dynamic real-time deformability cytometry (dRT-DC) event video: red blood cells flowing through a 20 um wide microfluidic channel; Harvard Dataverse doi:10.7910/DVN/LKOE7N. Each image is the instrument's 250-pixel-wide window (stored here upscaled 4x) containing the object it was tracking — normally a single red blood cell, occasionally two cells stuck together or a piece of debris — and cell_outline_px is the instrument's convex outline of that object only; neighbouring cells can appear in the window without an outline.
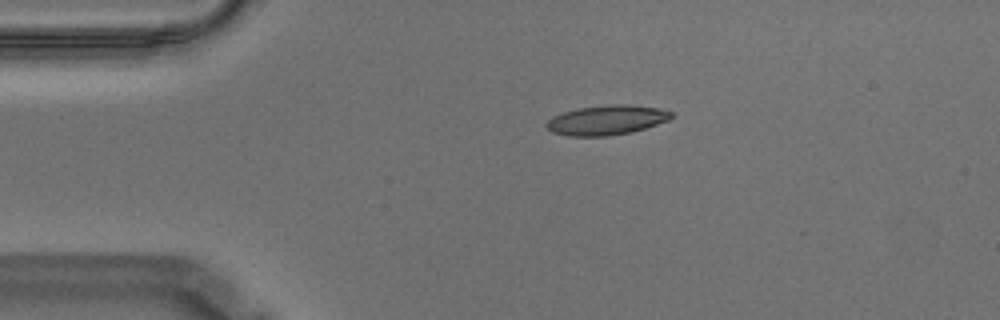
{"species": "Egyptian fruit bat (a non-hibernating species)", "species_latin": "Rousettus aegyptiacus", "temperature_condition": "warm", "stored_images_in_passage": 46, "camera_frame_rate_fps": 3000, "um_per_image_px": 0.085, "animal": {"sex": "male"}, "frame": {"image": 1, "passage_image": 1, "time_ms": 0.0, "image_size_px": [1000, 320], "cell_outline_px": [[672, 116], [668, 120], [632, 132], [608, 136], [568, 136], [552, 132], [544, 124], [552, 116], [576, 108], [612, 104], [632, 104], [660, 108], [672, 112]], "centroid_in_image_um": [51.54, 10.2], "position_along_channel_um": 33.5, "area_um2": 21.68}}
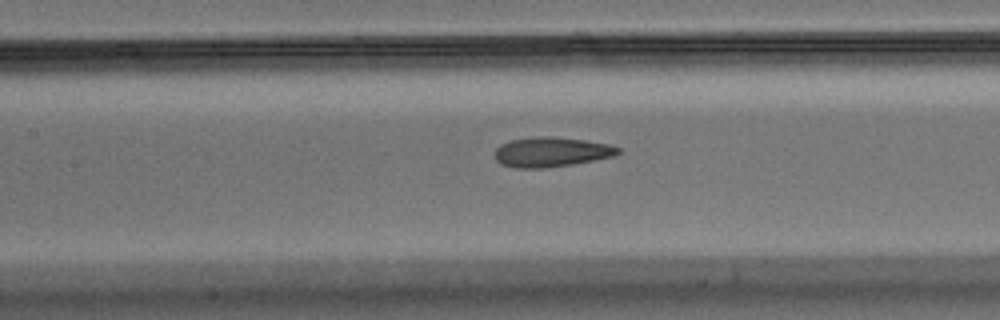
{"frame": {"image": 2, "passage_image": 15, "time_ms": 4.667, "image_size_px": [1000, 320], "cell_outline_px": [[620, 152], [616, 156], [572, 164], [544, 168], [512, 168], [500, 164], [496, 160], [496, 148], [500, 144], [508, 140], [532, 136], [552, 136], [584, 140], [608, 144], [620, 148]], "centroid_in_image_um": [46.83, 12.91], "position_along_channel_um": 160.6, "area_um2": 21.62}}
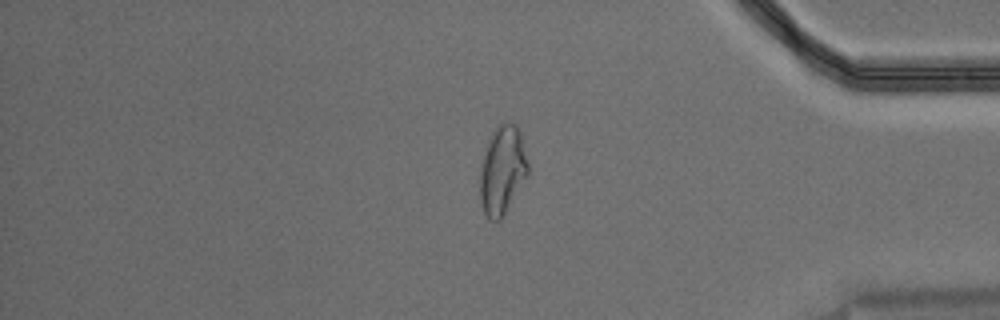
{"frame": {"image": 3, "passage_image": 37, "time_ms": 12.0, "image_size_px": [1000, 320], "cell_outline_px": [[528, 172], [504, 216], [500, 220], [488, 220], [484, 212], [480, 200], [480, 168], [492, 132], [500, 120], [508, 120], [516, 124], [520, 132], [528, 160]], "centroid_in_image_um": [42.7, 14.43], "position_along_channel_um": 392.5, "area_um2": 24.8}, "authors_computed_cell_mechanics": {"area_um2": 21.7617, "velocity_mm_per_s": 3.5307, "shape_relaxation_time_tau1_ms": null, "shape_relaxation_time_tau2_ms": 1.0065, "deformation_change_tau1": null, "deformation_change_tau2": 0.08}}